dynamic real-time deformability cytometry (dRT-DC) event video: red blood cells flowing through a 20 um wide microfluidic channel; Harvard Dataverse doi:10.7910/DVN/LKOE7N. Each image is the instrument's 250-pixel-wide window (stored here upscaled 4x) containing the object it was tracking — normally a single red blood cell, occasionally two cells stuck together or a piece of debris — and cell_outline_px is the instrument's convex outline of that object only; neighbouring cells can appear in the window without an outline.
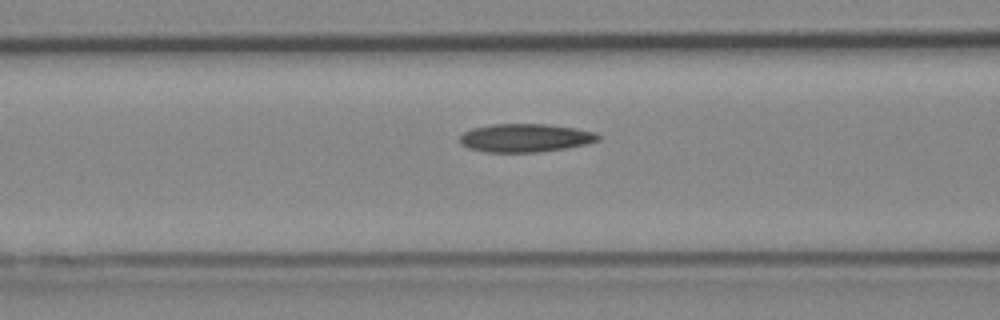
{"species": "Egyptian fruit bat (a non-hibernating species)", "species_latin": "Rousettus aegyptiacus", "temperature_condition": "cold", "stored_images_in_passage": 35, "camera_frame_rate_fps": 3000, "um_per_image_px": 0.085, "animal": {"sex": "female"}, "frame": {"image": 1, "passage_image": 14, "time_ms": 4.333, "image_size_px": [1000, 320], "cell_outline_px": [[600, 140], [588, 144], [568, 148], [540, 152], [484, 152], [468, 148], [460, 144], [460, 136], [464, 132], [472, 128], [492, 124], [544, 124], [576, 128], [596, 132], [600, 136]], "centroid_in_image_um": [44.67, 11.73], "position_along_channel_um": 121.9, "area_um2": 23.06}}
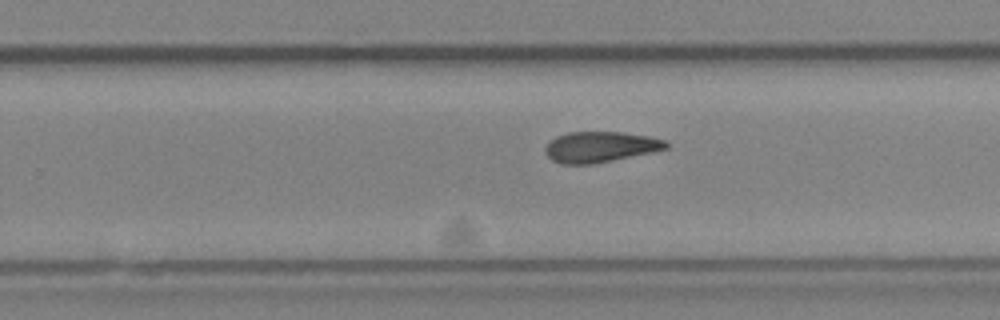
{"frame": {"image": 2, "passage_image": 26, "time_ms": 8.333, "image_size_px": [1000, 320], "cell_outline_px": [[668, 148], [652, 152], [592, 164], [560, 164], [552, 160], [544, 152], [544, 148], [556, 136], [568, 132], [620, 132], [648, 136], [664, 140], [668, 144]], "centroid_in_image_um": [50.99, 12.49], "position_along_channel_um": 278.8, "area_um2": 21.44}}
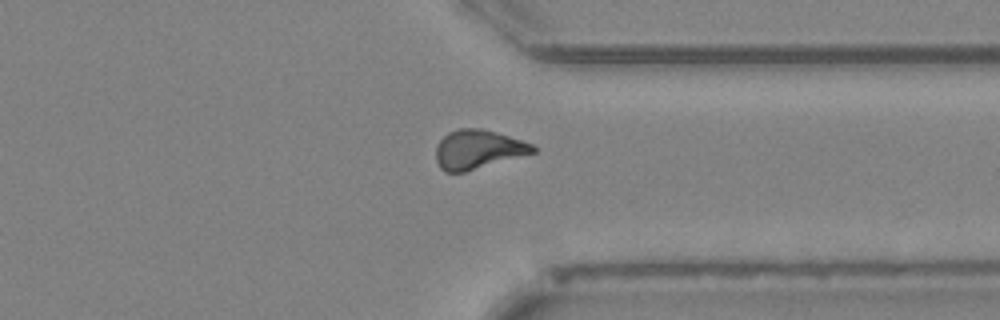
{"frame": {"image": 3, "passage_image": 33, "time_ms": 10.667, "image_size_px": [1000, 320], "cell_outline_px": [[536, 152], [464, 172], [444, 172], [440, 168], [436, 160], [436, 144], [448, 132], [456, 128], [480, 128], [496, 132], [532, 144], [536, 148]], "centroid_in_image_um": [40.59, 12.69], "position_along_channel_um": 370.8, "area_um2": 21.96}}